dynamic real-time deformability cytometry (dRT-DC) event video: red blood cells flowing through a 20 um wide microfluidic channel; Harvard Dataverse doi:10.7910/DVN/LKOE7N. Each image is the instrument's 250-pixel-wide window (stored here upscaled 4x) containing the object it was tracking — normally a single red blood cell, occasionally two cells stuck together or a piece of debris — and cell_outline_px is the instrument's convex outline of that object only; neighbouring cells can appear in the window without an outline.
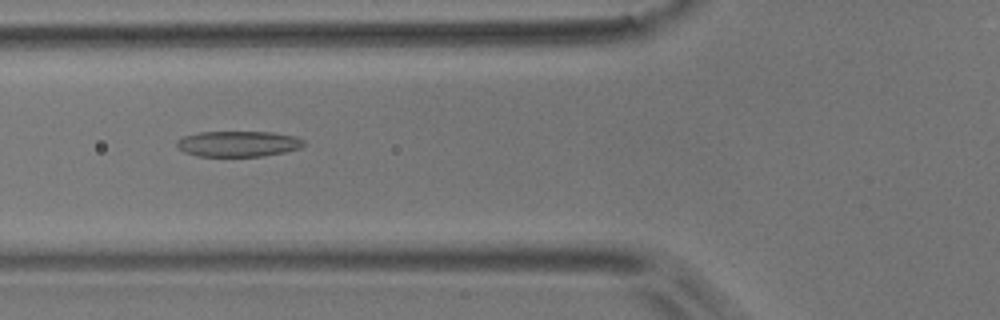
{"species": "common noctule bat (a hibernating species)", "species_latin": "Nyctalus noctula", "temperature_condition": "room temperature", "stored_images_in_passage": 44, "camera_frame_rate_fps": 3000, "um_per_image_px": 0.085, "animal": {"sex": "male", "body_mass_g": 17.9}, "frame": {"image": 1, "passage_image": 18, "time_ms": 5.667, "image_size_px": [1000, 320], "cell_outline_px": [[304, 144], [300, 148], [284, 152], [264, 156], [196, 156], [184, 152], [176, 148], [176, 140], [184, 136], [200, 132], [272, 132], [296, 136], [304, 140]], "centroid_in_image_um": [20.22, 12.22], "position_along_channel_um": 105.6, "area_um2": 19.13}}
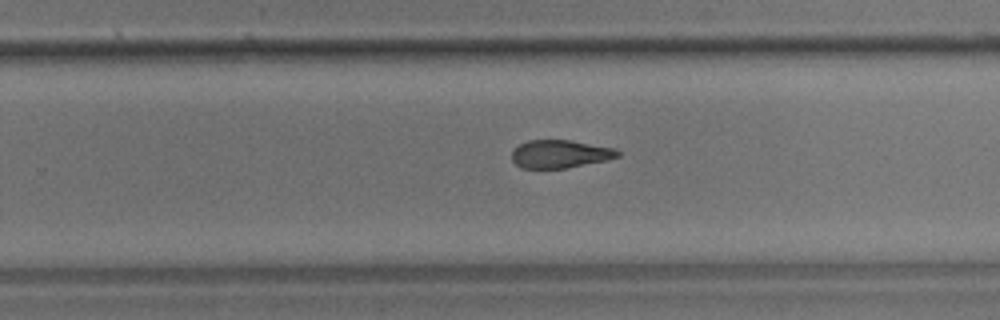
{"frame": {"image": 2, "passage_image": 32, "time_ms": 10.333, "image_size_px": [1000, 320], "cell_outline_px": [[620, 156], [608, 160], [564, 168], [520, 168], [512, 160], [512, 152], [520, 144], [528, 140], [572, 140], [616, 148], [620, 152]], "centroid_in_image_um": [47.64, 13.08], "position_along_channel_um": 282.2, "area_um2": 17.34}}
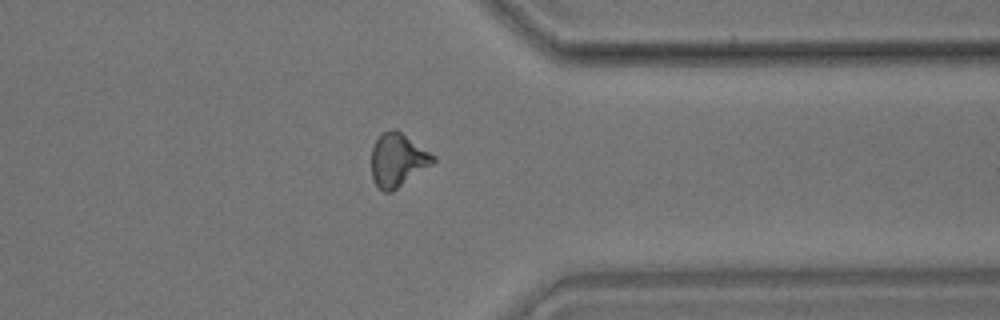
{"frame": {"image": 3, "passage_image": 40, "time_ms": 13.0, "image_size_px": [1000, 320], "cell_outline_px": [[436, 160], [432, 164], [392, 192], [384, 192], [372, 180], [372, 148], [376, 140], [384, 132], [392, 128], [396, 128], [436, 156]], "centroid_in_image_um": [33.81, 13.59], "position_along_channel_um": 377.6, "area_um2": 19.07}, "authors_computed_cell_mechanics": {"area_um2": 19.1318, "velocity_mm_per_s": 3.7823, "shape_relaxation_time_tau1_ms": null, "shape_relaxation_time_tau2_ms": 2.3768, "deformation_change_tau1": null, "deformation_change_tau2": 0.1058}}